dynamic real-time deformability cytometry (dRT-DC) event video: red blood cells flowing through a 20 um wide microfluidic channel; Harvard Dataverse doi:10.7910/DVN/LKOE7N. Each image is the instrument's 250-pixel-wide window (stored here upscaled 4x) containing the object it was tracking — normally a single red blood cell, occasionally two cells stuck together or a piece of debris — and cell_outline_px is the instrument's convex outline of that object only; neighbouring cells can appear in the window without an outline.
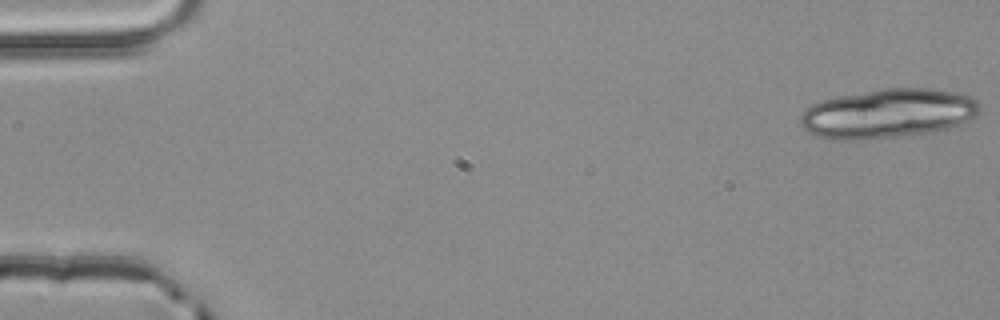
{"species": "common noctule bat (a hibernating species)", "species_latin": "Nyctalus noctula", "temperature_condition": "room temperature", "stored_images_in_passage": 4, "camera_frame_rate_fps": 3000, "um_per_image_px": 0.085, "animal": {"sex": "male", "body_mass_g": 20.4}, "frame": {"image": 1, "passage_image": 4, "time_ms": 1.0, "image_size_px": [1000, 320], "cell_outline_px": [[980, 112], [976, 116], [960, 124], [948, 128], [928, 132], [860, 140], [828, 140], [816, 136], [808, 132], [800, 124], [800, 116], [812, 104], [836, 96], [880, 88], [932, 88], [956, 92], [972, 96], [980, 104]], "centroid_in_image_um": [75.47, 9.63], "position_along_channel_um": 9.5, "area_um2": 51.73}}